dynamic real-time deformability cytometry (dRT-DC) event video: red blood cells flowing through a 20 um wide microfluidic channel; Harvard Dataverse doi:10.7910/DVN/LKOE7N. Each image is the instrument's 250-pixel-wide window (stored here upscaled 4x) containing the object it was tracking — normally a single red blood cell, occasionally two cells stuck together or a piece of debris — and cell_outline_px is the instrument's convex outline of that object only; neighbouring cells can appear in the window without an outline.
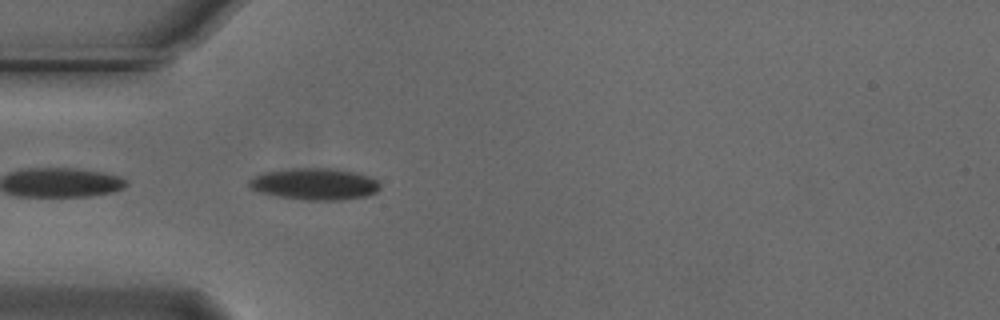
{"species": "Egyptian fruit bat (a non-hibernating species)", "species_latin": "Rousettus aegyptiacus", "temperature_condition": "cold", "stored_images_in_passage": 41, "camera_frame_rate_fps": 3000, "um_per_image_px": 0.085, "animal": {"sex": "male"}, "frame": {"image": 1, "passage_image": 2, "time_ms": 0.333, "image_size_px": [1000, 320], "cell_outline_px": [[380, 188], [376, 192], [364, 196], [340, 200], [300, 200], [276, 196], [260, 192], [252, 188], [248, 184], [248, 180], [264, 172], [292, 168], [336, 168], [368, 176], [376, 180], [380, 184]], "centroid_in_image_um": [26.73, 15.64], "position_along_channel_um": 58.3, "area_um2": 24.1}}
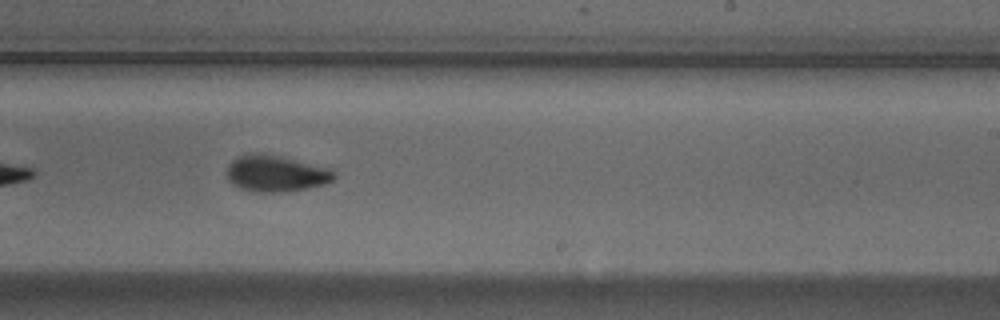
{"frame": {"image": 2, "passage_image": 19, "time_ms": 6.0, "image_size_px": [1000, 320], "cell_outline_px": [[336, 176], [332, 180], [324, 184], [284, 192], [256, 192], [240, 188], [232, 184], [228, 180], [228, 164], [236, 156], [248, 152], [264, 152], [332, 168], [336, 172]], "centroid_in_image_um": [23.44, 14.71], "position_along_channel_um": 265.6, "area_um2": 23.12}}
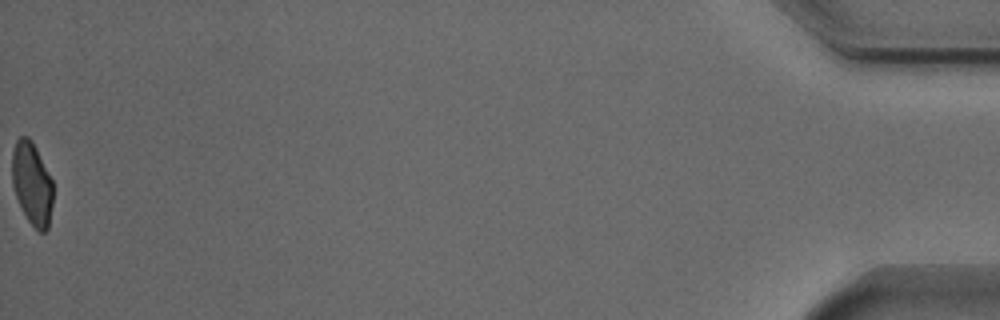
{"frame": {"image": 3, "passage_image": 41, "time_ms": 13.333, "image_size_px": [1000, 320], "cell_outline_px": [[52, 204], [48, 228], [44, 232], [40, 232], [28, 220], [16, 196], [12, 184], [12, 152], [16, 140], [20, 136], [28, 136], [32, 140], [52, 180]], "centroid_in_image_um": [2.71, 15.57], "position_along_channel_um": 432.5, "area_um2": 19.54}, "authors_computed_cell_mechanics": {"area_um2": 22.542, "velocity_mm_per_s": 3.7246, "shape_relaxation_time_tau1_ms": 3.575, "shape_relaxation_time_tau2_ms": 2.6773, "deformation_change_tau1": 0.1303, "deformation_change_tau2": 0.065}}